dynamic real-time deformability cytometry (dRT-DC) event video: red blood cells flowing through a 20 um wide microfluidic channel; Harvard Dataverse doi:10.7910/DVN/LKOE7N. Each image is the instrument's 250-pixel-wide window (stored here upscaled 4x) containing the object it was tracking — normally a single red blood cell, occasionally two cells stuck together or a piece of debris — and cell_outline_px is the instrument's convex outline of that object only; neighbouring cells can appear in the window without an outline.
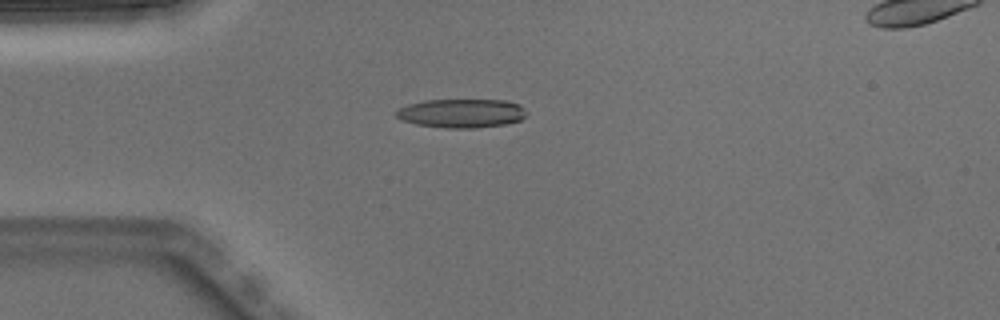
{"species": "Egyptian fruit bat (a non-hibernating species)", "species_latin": "Rousettus aegyptiacus", "temperature_condition": "warm", "stored_images_in_passage": 5, "camera_frame_rate_fps": 3000, "um_per_image_px": 0.085, "animal": {"sex": "male"}, "frame": {"image": 1, "passage_image": 5, "time_ms": 1.333, "image_size_px": [1000, 320], "cell_outline_px": [[528, 112], [520, 120], [504, 124], [476, 128], [444, 128], [416, 124], [400, 120], [392, 112], [408, 104], [424, 100], [504, 100], [520, 104]], "centroid_in_image_um": [39.2, 9.63], "position_along_channel_um": 45.8, "area_um2": 22.08}}